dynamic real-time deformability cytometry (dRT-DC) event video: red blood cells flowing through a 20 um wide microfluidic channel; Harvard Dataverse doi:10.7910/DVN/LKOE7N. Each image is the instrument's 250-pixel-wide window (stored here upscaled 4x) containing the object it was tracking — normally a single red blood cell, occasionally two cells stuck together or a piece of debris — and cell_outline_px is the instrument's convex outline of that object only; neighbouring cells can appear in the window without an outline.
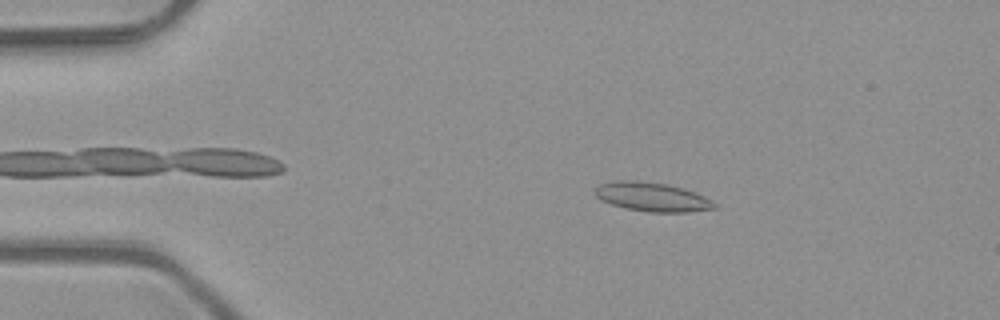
{"species": "common noctule bat (a hibernating species)", "species_latin": "Nyctalus noctula", "temperature_condition": "room temperature", "stored_images_in_passage": 43, "camera_frame_rate_fps": 3000, "um_per_image_px": 0.085, "animal": {"sex": "male", "body_mass_g": 23.1, "forearm_length_mm": 52.7}, "frame": {"image": 1, "passage_image": 9, "time_ms": 2.667, "image_size_px": [1000, 320], "cell_outline_px": [[716, 208], [688, 212], [648, 212], [624, 208], [600, 200], [596, 196], [596, 188], [600, 184], [620, 180], [636, 180], [668, 184], [704, 196], [716, 204]], "centroid_in_image_um": [55.41, 16.74], "position_along_channel_um": 29.6, "area_um2": 19.94}}
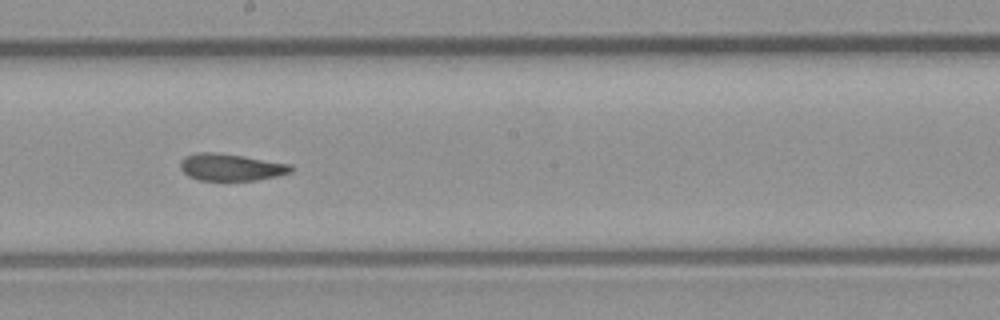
{"frame": {"image": 2, "passage_image": 28, "time_ms": 9.0, "image_size_px": [1000, 320], "cell_outline_px": [[292, 172], [276, 176], [256, 180], [200, 180], [188, 176], [180, 168], [180, 160], [196, 152], [220, 152], [292, 164]], "centroid_in_image_um": [19.63, 14.2], "position_along_channel_um": 228.6, "area_um2": 17.46}}
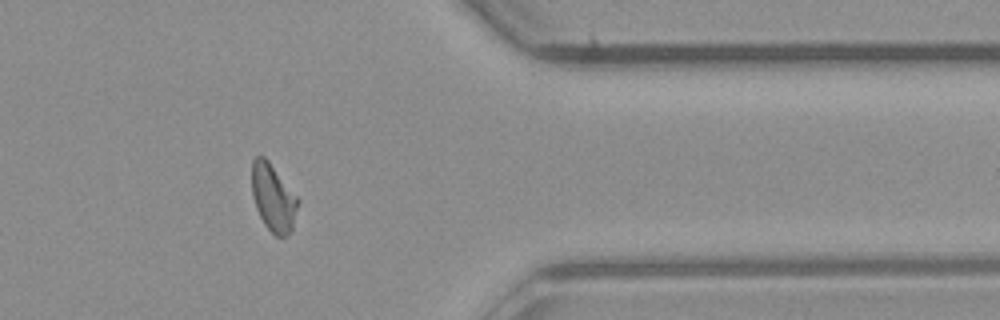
{"frame": {"image": 3, "passage_image": 41, "time_ms": 13.333, "image_size_px": [1000, 320], "cell_outline_px": [[300, 200], [292, 228], [284, 236], [276, 236], [264, 224], [256, 208], [252, 196], [252, 160], [256, 156], [264, 156], [268, 160]], "centroid_in_image_um": [23.21, 16.78], "position_along_channel_um": 388.2, "area_um2": 17.92}, "authors_computed_cell_mechanics": {"area_um2": 18.4382, "velocity_mm_per_s": 4.0919, "shape_relaxation_time_tau1_ms": null, "shape_relaxation_time_tau2_ms": 2.6577, "deformation_change_tau1": null, "deformation_change_tau2": 0.0851}}